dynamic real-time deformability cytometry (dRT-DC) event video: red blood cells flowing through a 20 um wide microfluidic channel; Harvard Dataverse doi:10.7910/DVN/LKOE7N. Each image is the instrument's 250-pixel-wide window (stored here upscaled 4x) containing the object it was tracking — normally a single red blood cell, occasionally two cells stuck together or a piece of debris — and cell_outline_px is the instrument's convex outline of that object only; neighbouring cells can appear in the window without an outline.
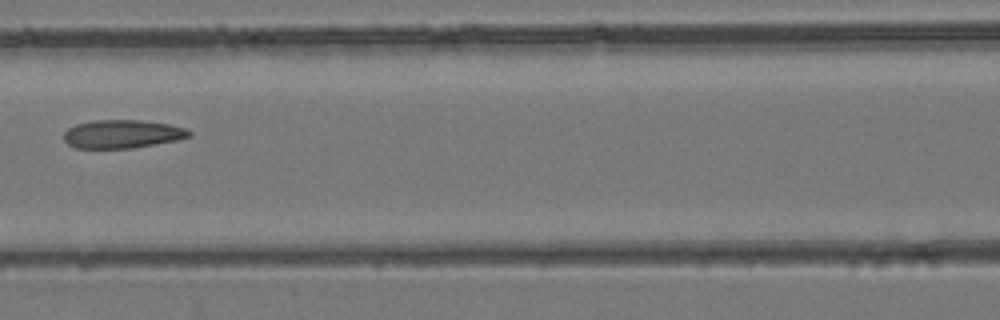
{"species": "common noctule bat (a hibernating species)", "species_latin": "Nyctalus noctula", "temperature_condition": "room temperature", "stored_images_in_passage": 25, "camera_frame_rate_fps": 3000, "um_per_image_px": 0.085, "animal": {"sex": "female", "body_mass_g": 24.6, "forearm_length_mm": 56.2}, "frame": {"image": 1, "passage_image": 21, "time_ms": 6.667, "image_size_px": [1000, 320], "cell_outline_px": [[192, 136], [176, 140], [132, 148], [76, 148], [68, 144], [64, 140], [64, 132], [68, 128], [76, 124], [92, 120], [140, 120], [168, 124], [184, 128], [192, 132]], "centroid_in_image_um": [10.37, 11.39], "position_along_channel_um": 156.2, "area_um2": 20.63}}
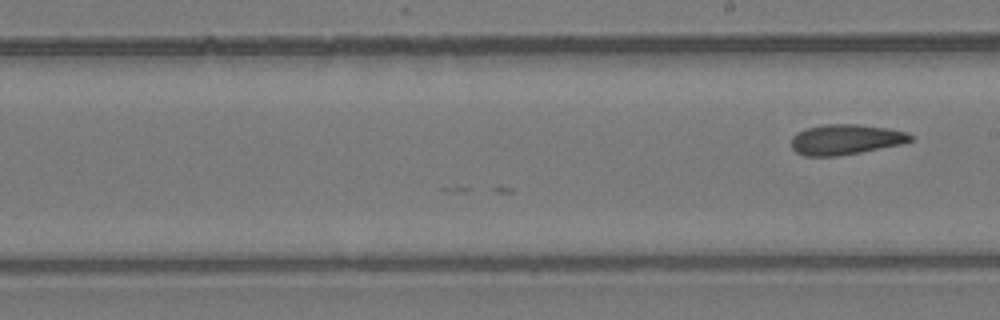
{"frame": {"image": 2, "passage_image": 25, "time_ms": 8.0, "image_size_px": [1000, 320], "cell_outline_px": [[912, 140], [900, 144], [860, 152], [836, 156], [804, 156], [796, 152], [792, 148], [792, 136], [796, 132], [804, 128], [824, 124], [856, 124], [888, 128], [908, 132], [912, 136]], "centroid_in_image_um": [71.84, 11.84], "position_along_channel_um": 217.2, "area_um2": 21.04}}